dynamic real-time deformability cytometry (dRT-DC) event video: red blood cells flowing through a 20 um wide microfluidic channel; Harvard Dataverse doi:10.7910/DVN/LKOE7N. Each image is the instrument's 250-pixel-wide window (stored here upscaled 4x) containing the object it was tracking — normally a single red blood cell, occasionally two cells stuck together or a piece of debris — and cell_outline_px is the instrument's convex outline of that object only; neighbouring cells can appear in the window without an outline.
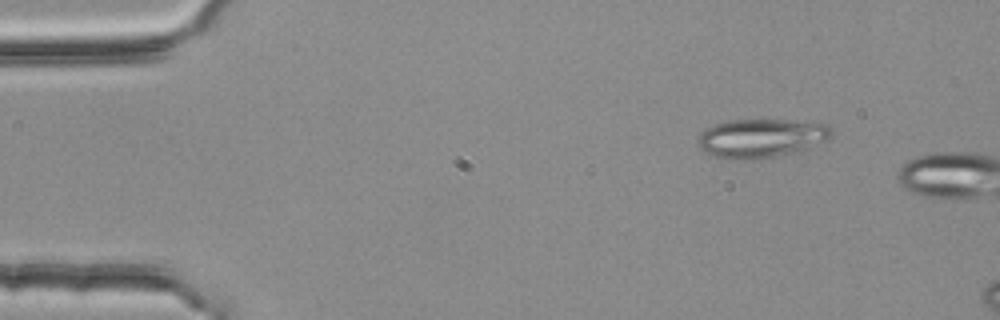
{"species": "common noctule bat (a hibernating species)", "species_latin": "Nyctalus noctula", "temperature_condition": "room temperature", "stored_images_in_passage": 3, "camera_frame_rate_fps": 3000, "um_per_image_px": 0.085, "animal": {"sex": "female", "body_mass_g": 25.1}, "frame": {"image": 1, "passage_image": 2, "time_ms": 0.333, "image_size_px": [1000, 320], "cell_outline_px": [[832, 136], [828, 140], [800, 152], [756, 160], [740, 160], [712, 156], [704, 152], [700, 144], [700, 132], [716, 124], [732, 120], [820, 120], [828, 124], [832, 128]], "centroid_in_image_um": [64.84, 11.74], "position_along_channel_um": 20.2, "area_um2": 30.87}}